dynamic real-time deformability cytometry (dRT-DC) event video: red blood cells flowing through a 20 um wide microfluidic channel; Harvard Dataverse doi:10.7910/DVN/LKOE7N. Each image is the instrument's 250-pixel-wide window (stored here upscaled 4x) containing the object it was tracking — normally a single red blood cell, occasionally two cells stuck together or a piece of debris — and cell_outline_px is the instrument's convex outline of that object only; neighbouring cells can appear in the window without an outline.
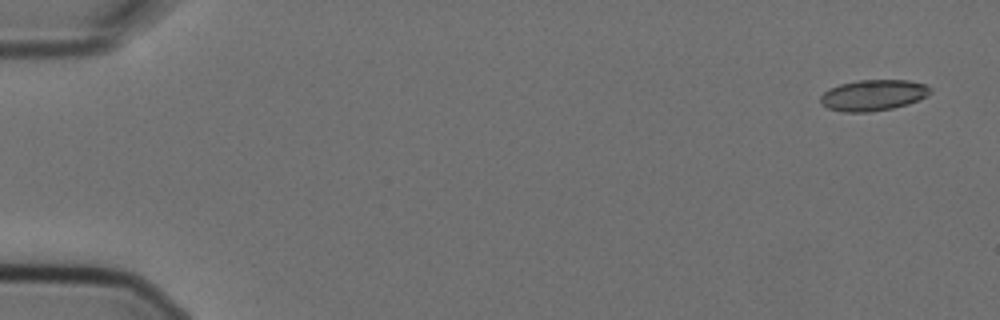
{"species": "Egyptian fruit bat (a non-hibernating species)", "species_latin": "Rousettus aegyptiacus", "temperature_condition": "cold", "stored_images_in_passage": 6, "camera_frame_rate_fps": 3000, "um_per_image_px": 0.085, "animal": {"sex": "female"}, "frame": {"image": 1, "passage_image": 1, "time_ms": 0.0, "image_size_px": [1000, 320], "cell_outline_px": [[932, 92], [908, 104], [892, 108], [868, 112], [844, 112], [828, 108], [820, 104], [820, 96], [824, 92], [840, 84], [860, 80], [908, 80], [924, 84], [932, 88]], "centroid_in_image_um": [74.21, 8.09], "position_along_channel_um": 10.8, "area_um2": 19.65}}